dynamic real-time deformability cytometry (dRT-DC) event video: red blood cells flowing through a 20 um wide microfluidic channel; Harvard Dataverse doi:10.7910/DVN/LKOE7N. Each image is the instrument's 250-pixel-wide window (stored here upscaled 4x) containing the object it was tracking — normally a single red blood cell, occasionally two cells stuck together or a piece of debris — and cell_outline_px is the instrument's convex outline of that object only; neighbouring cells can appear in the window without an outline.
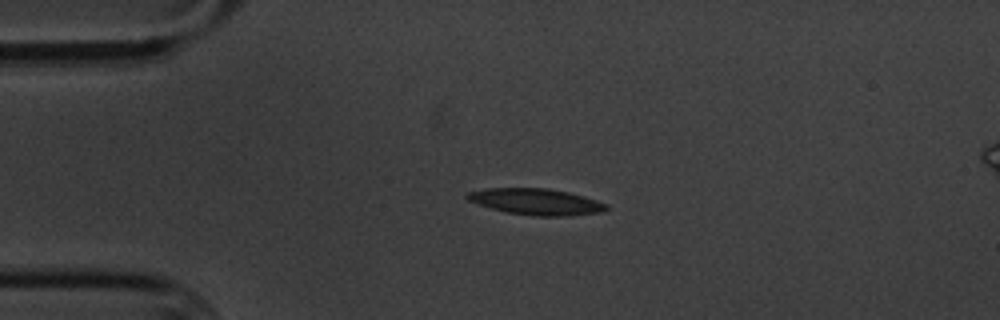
{"species": "common noctule bat (a hibernating species)", "species_latin": "Nyctalus noctula", "temperature_condition": "cold", "stored_images_in_passage": 3, "camera_frame_rate_fps": 3000, "um_per_image_px": 0.085, "animal": {"sex": "male", "body_mass_g": 20.1, "forearm_length_mm": 53.5}, "frame": {"image": 1, "passage_image": 1, "time_ms": 0.0, "image_size_px": [1000, 320], "cell_outline_px": [[608, 208], [604, 212], [568, 216], [536, 216], [508, 212], [492, 208], [468, 200], [464, 196], [468, 192], [488, 188], [548, 188], [568, 192], [584, 196], [608, 204]], "centroid_in_image_um": [45.62, 17.14], "position_along_channel_um": 39.4, "area_um2": 21.21}}